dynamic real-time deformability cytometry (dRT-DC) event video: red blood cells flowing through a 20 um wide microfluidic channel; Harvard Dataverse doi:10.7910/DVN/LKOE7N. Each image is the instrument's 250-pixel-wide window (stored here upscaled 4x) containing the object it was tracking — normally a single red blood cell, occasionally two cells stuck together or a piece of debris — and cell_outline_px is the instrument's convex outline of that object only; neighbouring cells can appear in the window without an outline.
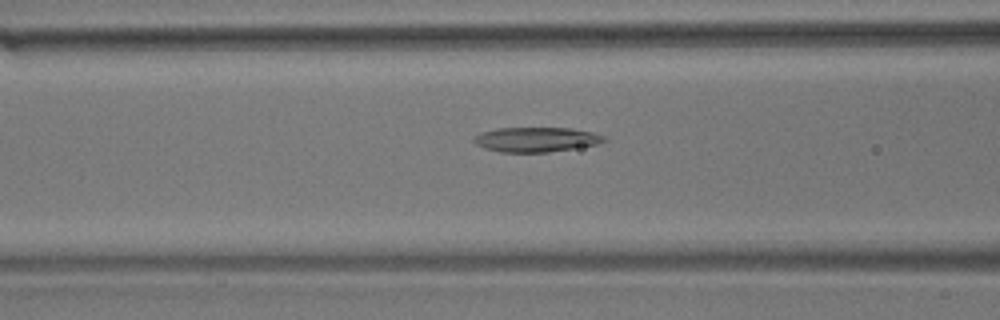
{"species": "common noctule bat (a hibernating species)", "species_latin": "Nyctalus noctula", "temperature_condition": "room temperature", "stored_images_in_passage": 45, "camera_frame_rate_fps": 3000, "um_per_image_px": 0.085, "animal": {"sex": "male", "body_mass_g": 17.9}, "frame": {"image": 1, "passage_image": 18, "time_ms": 5.667, "image_size_px": [1000, 320], "cell_outline_px": [[608, 140], [596, 144], [548, 152], [500, 152], [484, 148], [476, 144], [472, 140], [472, 136], [480, 132], [496, 128], [572, 128], [592, 132], [604, 136]], "centroid_in_image_um": [45.51, 11.85], "position_along_channel_um": 121.1, "area_um2": 18.79}}
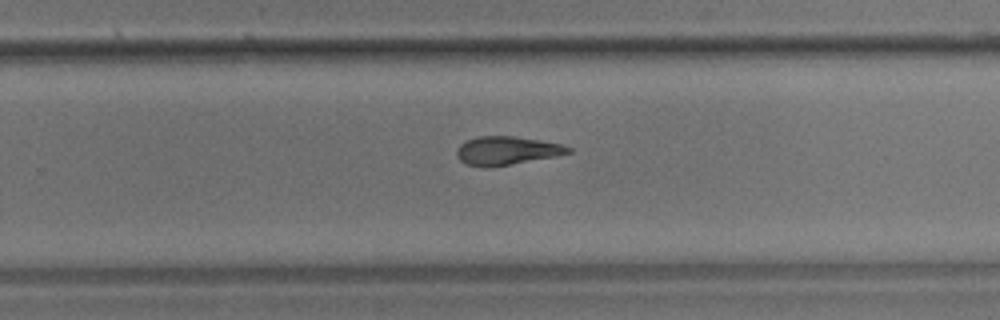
{"frame": {"image": 2, "passage_image": 32, "time_ms": 10.333, "image_size_px": [1000, 320], "cell_outline_px": [[572, 152], [556, 156], [508, 164], [464, 164], [456, 156], [456, 148], [460, 144], [468, 140], [480, 136], [512, 136], [540, 140], [560, 144], [572, 148]], "centroid_in_image_um": [43.09, 12.76], "position_along_channel_um": 286.7, "area_um2": 17.74}}
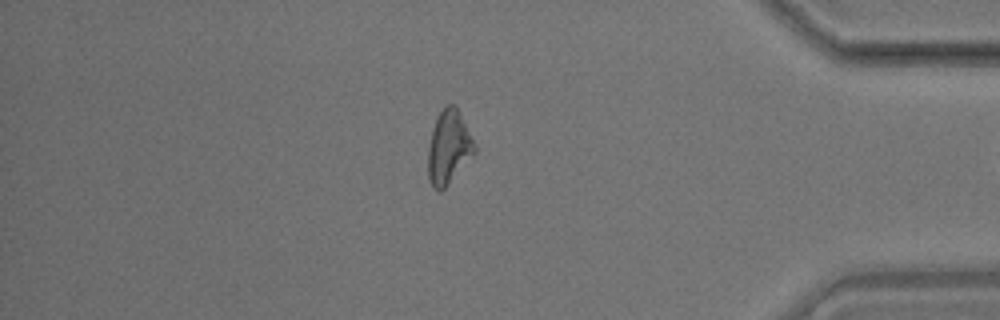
{"frame": {"image": 3, "passage_image": 44, "time_ms": 14.333, "image_size_px": [1000, 320], "cell_outline_px": [[476, 152], [448, 184], [440, 192], [432, 184], [428, 176], [428, 148], [432, 128], [440, 112], [448, 104], [456, 104], [476, 148]], "centroid_in_image_um": [38.13, 12.5], "position_along_channel_um": 397.1, "area_um2": 19.54}}